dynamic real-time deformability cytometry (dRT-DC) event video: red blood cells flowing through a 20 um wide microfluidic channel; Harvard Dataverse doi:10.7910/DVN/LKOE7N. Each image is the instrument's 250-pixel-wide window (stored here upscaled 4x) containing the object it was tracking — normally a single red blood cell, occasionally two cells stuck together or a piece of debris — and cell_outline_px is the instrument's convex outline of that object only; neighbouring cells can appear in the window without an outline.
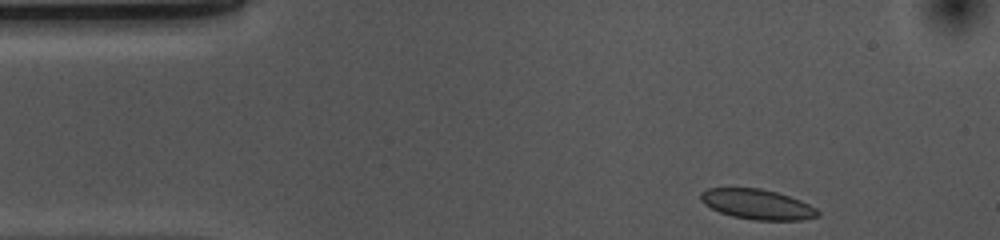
{"species": "common noctule bat (a hibernating species)", "species_latin": "Nyctalus noctula", "temperature_condition": "cold", "stored_images_in_passage": 37, "camera_frame_rate_fps": 3000, "um_per_image_px": 0.085, "animal": {"sex": "female", "body_mass_g": 10.0, "forearm_length_mm": 53.1}, "frame": {"image": 1, "passage_image": 1, "time_ms": 0.0, "image_size_px": [1000, 240], "cell_outline_px": [[820, 216], [800, 220], [752, 220], [732, 216], [720, 212], [704, 204], [700, 200], [700, 192], [708, 188], [760, 188], [776, 192], [800, 200], [816, 208], [820, 212]], "centroid_in_image_um": [64.36, 17.37], "position_along_channel_um": 20.6, "area_um2": 20.52}}
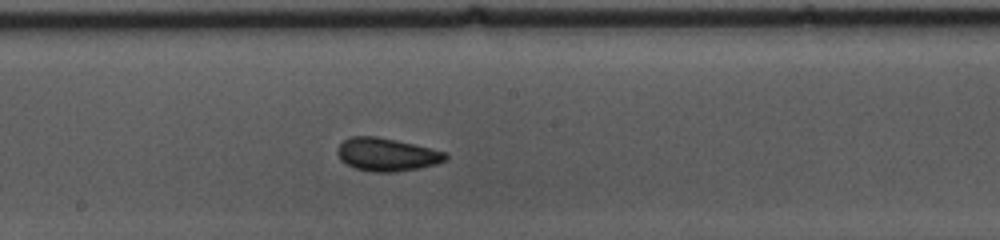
{"frame": {"image": 2, "passage_image": 22, "time_ms": 7.0, "image_size_px": [1000, 240], "cell_outline_px": [[448, 160], [436, 164], [420, 168], [396, 172], [372, 172], [356, 168], [340, 160], [336, 152], [340, 144], [344, 140], [352, 136], [376, 136], [416, 144], [448, 152]], "centroid_in_image_um": [32.93, 13.13], "position_along_channel_um": 215.3, "area_um2": 21.04}}
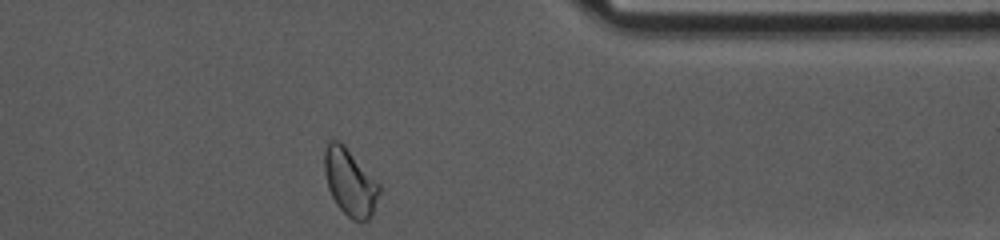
{"frame": {"image": 3, "passage_image": 37, "time_ms": 12.0, "image_size_px": [1000, 240], "cell_outline_px": [[380, 192], [372, 212], [368, 220], [352, 220], [336, 204], [328, 188], [324, 172], [324, 148], [328, 140], [340, 140], [344, 144], [380, 184]], "centroid_in_image_um": [29.72, 15.44], "position_along_channel_um": 381.7, "area_um2": 21.33}, "authors_computed_cell_mechanics": {"area_um2": 20.4034, "velocity_mm_per_s": 3.6614, "shape_relaxation_time_tau1_ms": 4.1301, "shape_relaxation_time_tau2_ms": 2.0575, "deformation_change_tau1": 0.0807, "deformation_change_tau2": 0.0734}}